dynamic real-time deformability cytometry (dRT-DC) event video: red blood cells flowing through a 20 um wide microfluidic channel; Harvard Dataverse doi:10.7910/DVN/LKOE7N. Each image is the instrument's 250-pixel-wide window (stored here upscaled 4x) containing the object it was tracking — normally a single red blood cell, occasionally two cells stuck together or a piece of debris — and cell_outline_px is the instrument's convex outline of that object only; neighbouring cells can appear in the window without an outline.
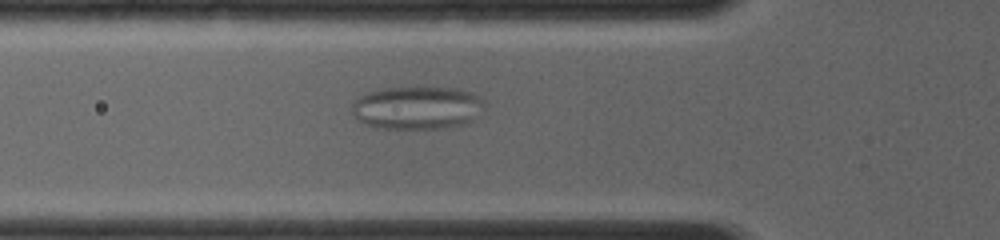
{"species": "common noctule bat (a hibernating species)", "species_latin": "Nyctalus noctula", "temperature_condition": "room temperature", "stored_images_in_passage": 36, "camera_frame_rate_fps": 4000, "um_per_image_px": 0.085, "animal": {"sex": "female", "body_mass_g": 19.0, "forearm_length_mm": 56.7}, "frame": {"image": 1, "passage_image": 11, "time_ms": 5.0, "image_size_px": [1000, 240], "cell_outline_px": [[488, 104], [472, 120], [464, 124], [444, 128], [376, 128], [360, 120], [352, 112], [352, 104], [360, 96], [368, 92], [384, 88], [416, 84], [424, 84], [456, 88], [472, 92], [480, 96]], "centroid_in_image_um": [35.52, 9.09], "position_along_channel_um": 90.3, "area_um2": 34.28}}